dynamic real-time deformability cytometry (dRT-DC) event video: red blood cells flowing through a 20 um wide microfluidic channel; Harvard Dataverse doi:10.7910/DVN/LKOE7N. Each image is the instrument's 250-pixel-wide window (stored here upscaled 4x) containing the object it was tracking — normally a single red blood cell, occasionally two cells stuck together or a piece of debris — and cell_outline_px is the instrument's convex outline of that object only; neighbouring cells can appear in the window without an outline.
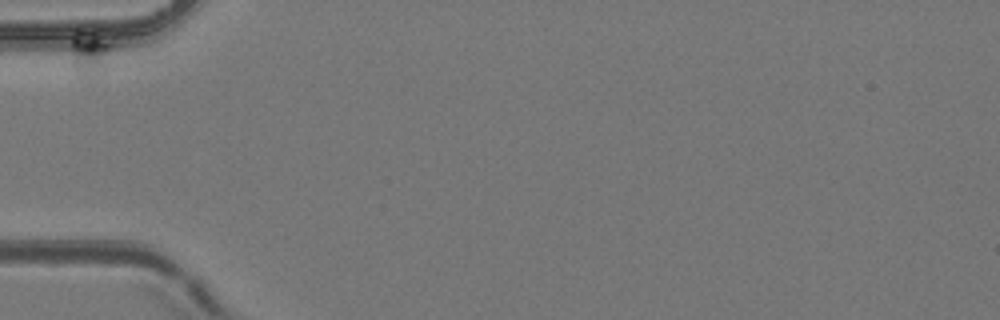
{"species": "common noctule bat (a hibernating species)", "species_latin": "Nyctalus noctula", "temperature_condition": "room temperature", "stored_images_in_passage": 17, "segment_of_instrument_passage": [1, 2], "camera_frame_rate_fps": 3000, "um_per_image_px": 0.085, "animal": {"sex": "female", "body_mass_g": 24.6, "forearm_length_mm": 56.2}, "frame": {"image": 1, "passage_image": 1, "time_ms": 0.0, "image_size_px": [1000, 320], "cell_outline_px": [[108, 48], [104, 72], [92, 80], [76, 72], [72, 64], [72, 40], [76, 32], [92, 24], [108, 44]], "centroid_in_image_um": [7.58, 4.47], "position_along_channel_um": 77.4, "area_um2": 10.87}}
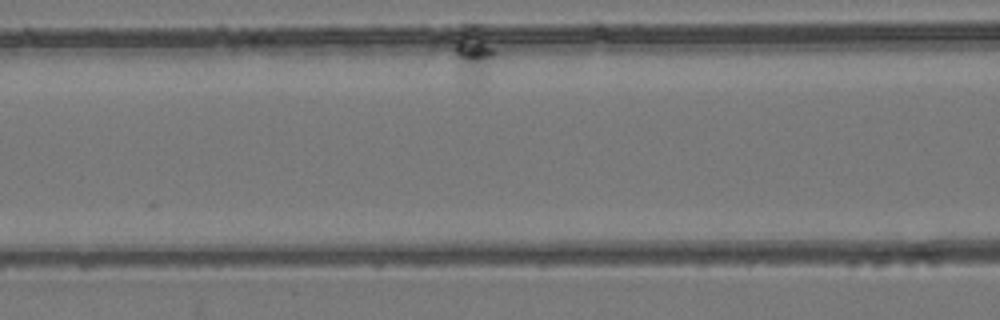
{"frame": {"image": 2, "passage_image": 3, "time_ms": 0.667, "image_size_px": [1000, 320], "cell_outline_px": [[496, 52], [488, 76], [476, 92], [456, 80], [456, 44], [460, 36], [472, 28]], "centroid_in_image_um": [40.22, 5.09], "position_along_channel_um": 126.4, "area_um2": 12.54}}